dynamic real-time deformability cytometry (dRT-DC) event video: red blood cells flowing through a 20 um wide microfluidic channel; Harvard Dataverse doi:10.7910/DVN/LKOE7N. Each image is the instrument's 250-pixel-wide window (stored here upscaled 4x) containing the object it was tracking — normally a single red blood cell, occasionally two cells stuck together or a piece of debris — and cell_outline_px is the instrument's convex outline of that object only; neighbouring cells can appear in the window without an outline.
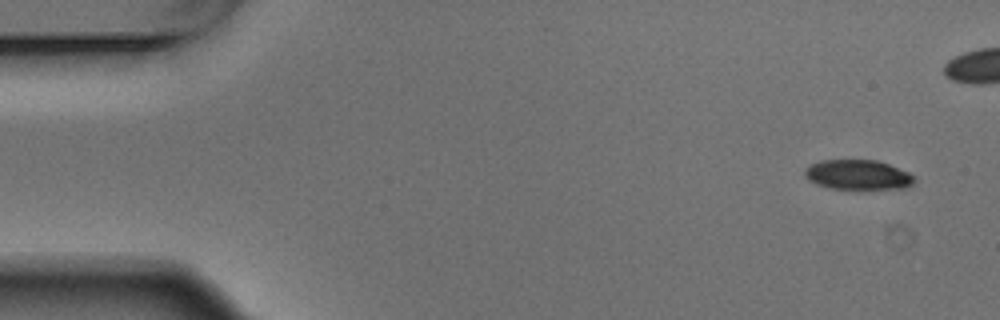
{"species": "Egyptian fruit bat (a non-hibernating species)", "species_latin": "Rousettus aegyptiacus", "temperature_condition": "warm", "stored_images_in_passage": 5, "camera_frame_rate_fps": 3000, "um_per_image_px": 0.085, "animal": {"sex": "male"}, "frame": {"image": 1, "passage_image": 1, "time_ms": 0.0, "image_size_px": [1000, 320], "cell_outline_px": [[916, 180], [912, 184], [904, 188], [832, 188], [816, 184], [808, 180], [804, 176], [804, 172], [812, 164], [820, 160], [876, 160], [888, 164], [908, 172], [916, 176]], "centroid_in_image_um": [72.94, 14.85], "position_along_channel_um": 12.1, "area_um2": 18.79}}